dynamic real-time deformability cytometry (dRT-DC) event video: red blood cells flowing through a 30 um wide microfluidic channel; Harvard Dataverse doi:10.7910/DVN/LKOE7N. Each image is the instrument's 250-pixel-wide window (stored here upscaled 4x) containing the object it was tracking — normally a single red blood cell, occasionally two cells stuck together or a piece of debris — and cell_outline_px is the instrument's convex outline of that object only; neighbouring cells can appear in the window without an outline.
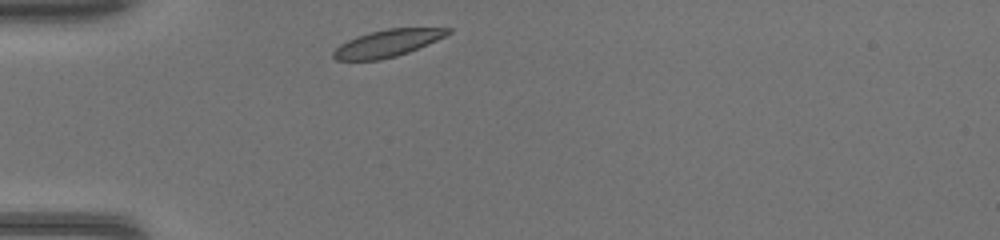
{"species": "common noctule bat (a hibernating species)", "species_latin": "Nyctalus noctula", "temperature_condition": "warm", "stored_images_in_passage": 28, "camera_frame_rate_fps": 3000, "um_per_image_px": 0.085, "animal": {"sex": "female", "body_mass_g": 17.0, "forearm_length_mm": 48.0}, "frame": {"image": 1, "passage_image": 1, "time_ms": 0.0, "image_size_px": [1000, 240], "cell_outline_px": [[452, 32], [428, 44], [408, 52], [396, 56], [380, 60], [336, 60], [332, 56], [332, 52], [340, 44], [356, 36], [388, 28], [452, 28]], "centroid_in_image_um": [32.91, 3.68], "position_along_channel_um": 52.1, "area_um2": 17.92}}
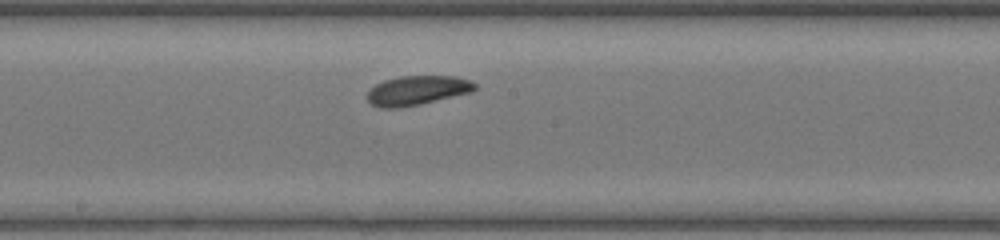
{"frame": {"image": 2, "passage_image": 13, "time_ms": 4.0, "image_size_px": [1000, 240], "cell_outline_px": [[476, 88], [472, 92], [420, 104], [400, 108], [380, 108], [372, 104], [368, 100], [368, 92], [376, 84], [384, 80], [400, 76], [452, 76], [468, 80], [476, 84]], "centroid_in_image_um": [35.45, 7.69], "position_along_channel_um": 212.7, "area_um2": 18.26}}
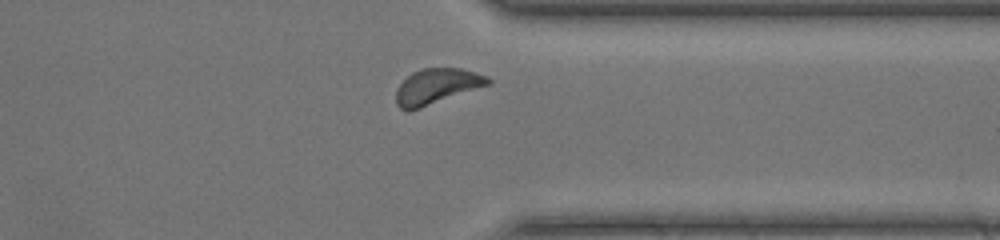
{"frame": {"image": 3, "passage_image": 24, "time_ms": 7.667, "image_size_px": [1000, 240], "cell_outline_px": [[492, 84], [408, 112], [404, 112], [396, 104], [396, 92], [400, 84], [412, 72], [424, 68], [460, 68], [488, 76], [492, 80]], "centroid_in_image_um": [37.14, 7.35], "position_along_channel_um": 374.3, "area_um2": 19.07}}